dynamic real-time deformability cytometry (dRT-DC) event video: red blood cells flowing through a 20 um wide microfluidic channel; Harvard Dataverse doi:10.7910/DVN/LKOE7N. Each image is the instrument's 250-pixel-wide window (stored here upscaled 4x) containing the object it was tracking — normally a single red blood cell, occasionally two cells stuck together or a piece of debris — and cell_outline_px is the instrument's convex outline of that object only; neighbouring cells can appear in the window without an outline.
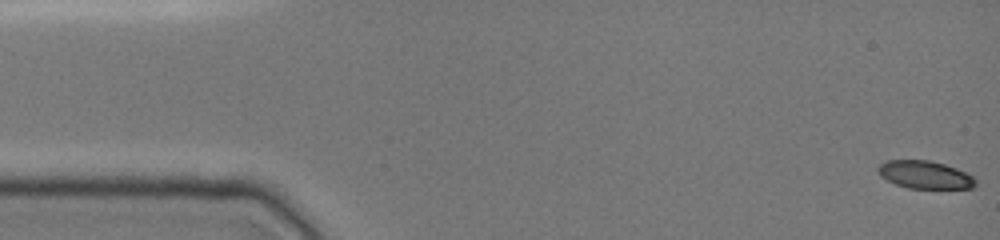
{"species": "common noctule bat (a hibernating species)", "species_latin": "Nyctalus noctula", "temperature_condition": "cold", "stored_images_in_passage": 49, "camera_frame_rate_fps": 3000, "um_per_image_px": 0.085, "animal": {"sex": "female", "body_mass_g": 19.0, "forearm_length_mm": 51.5}, "frame": {"image": 1, "passage_image": 1, "time_ms": 0.0, "image_size_px": [1000, 240], "cell_outline_px": [[976, 184], [972, 188], [908, 188], [896, 184], [880, 176], [876, 168], [880, 164], [888, 160], [928, 160], [944, 164], [956, 168], [972, 176], [976, 180]], "centroid_in_image_um": [78.6, 14.85], "position_along_channel_um": 6.4, "area_um2": 15.66}}
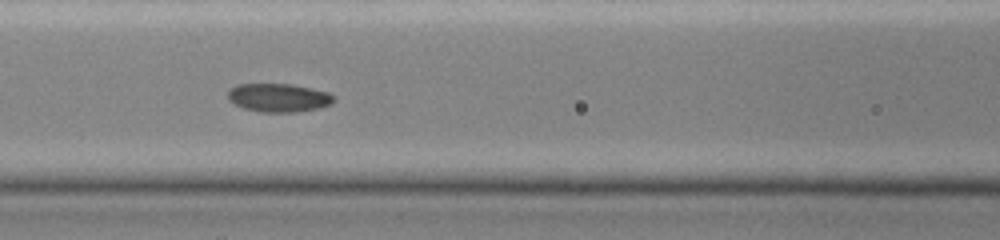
{"frame": {"image": 2, "passage_image": 21, "time_ms": 6.667, "image_size_px": [1000, 240], "cell_outline_px": [[336, 100], [332, 104], [320, 108], [296, 112], [260, 112], [244, 108], [228, 100], [228, 92], [236, 84], [292, 84], [328, 92]], "centroid_in_image_um": [23.7, 8.31], "position_along_channel_um": 142.9, "area_um2": 17.57}}
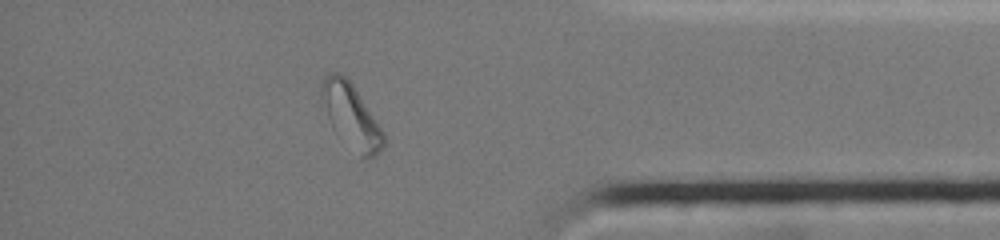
{"frame": {"image": 3, "passage_image": 42, "time_ms": 13.667, "image_size_px": [1000, 240], "cell_outline_px": [[384, 148], [376, 156], [360, 156], [328, 116], [320, 96], [320, 84], [324, 76], [328, 72], [340, 72], [352, 84], [384, 132]], "centroid_in_image_um": [29.86, 9.76], "position_along_channel_um": 405.3, "area_um2": 21.96}, "authors_computed_cell_mechanics": {"area_um2": 17.5712, "velocity_mm_per_s": 3.9422, "shape_relaxation_time_tau1_ms": 3.9056, "shape_relaxation_time_tau2_ms": 11.3977, "deformation_change_tau1": 0.1287, "deformation_change_tau2": 0.1695}}